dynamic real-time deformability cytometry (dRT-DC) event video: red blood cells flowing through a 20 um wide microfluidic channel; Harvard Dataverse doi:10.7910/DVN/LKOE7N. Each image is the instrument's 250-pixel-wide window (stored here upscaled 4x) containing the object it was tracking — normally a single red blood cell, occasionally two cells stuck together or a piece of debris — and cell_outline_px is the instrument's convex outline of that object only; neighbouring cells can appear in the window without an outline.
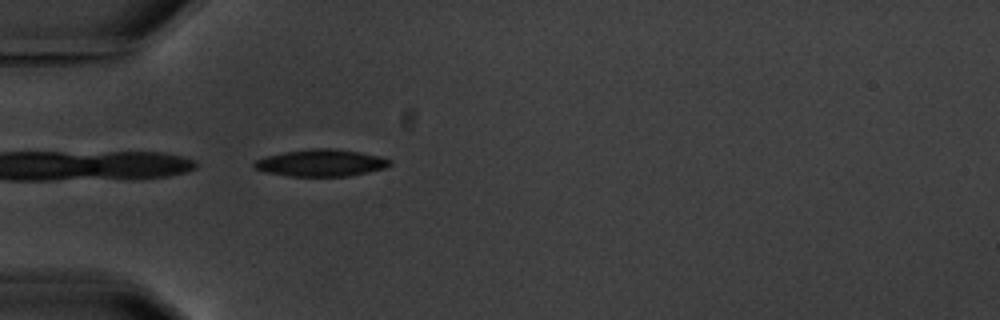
{"species": "common noctule bat (a hibernating species)", "species_latin": "Nyctalus noctula", "temperature_condition": "warm", "stored_images_in_passage": 6, "camera_frame_rate_fps": 3000, "um_per_image_px": 0.085, "animal": {"sex": "male", "body_mass_g": 20.1, "forearm_length_mm": 53.5}, "frame": {"image": 1, "passage_image": 6, "time_ms": 5.667, "image_size_px": [1000, 320], "cell_outline_px": [[392, 164], [384, 168], [368, 172], [348, 176], [288, 176], [264, 172], [256, 168], [252, 164], [256, 160], [264, 156], [284, 152], [312, 148], [336, 148], [360, 152], [380, 156], [392, 160]], "centroid_in_image_um": [27.29, 13.84], "position_along_channel_um": 57.7, "area_um2": 21.44}}